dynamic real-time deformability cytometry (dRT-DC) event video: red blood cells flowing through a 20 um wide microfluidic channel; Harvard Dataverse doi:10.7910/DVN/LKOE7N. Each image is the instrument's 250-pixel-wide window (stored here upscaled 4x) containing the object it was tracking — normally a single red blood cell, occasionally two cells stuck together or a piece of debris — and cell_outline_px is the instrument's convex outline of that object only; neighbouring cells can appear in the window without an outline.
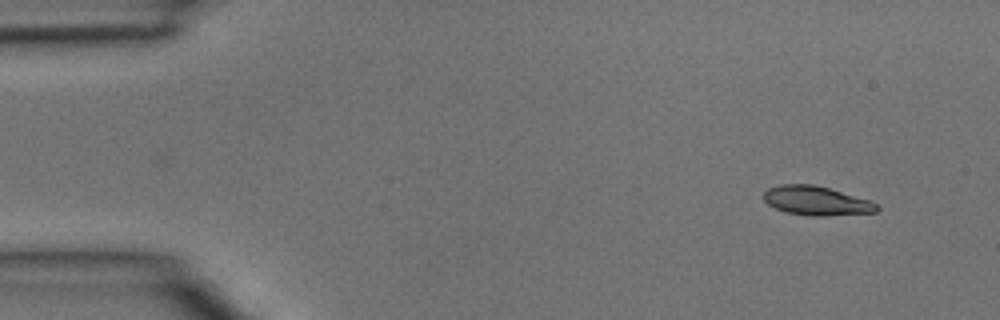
{"species": "common noctule bat (a hibernating species)", "species_latin": "Nyctalus noctula", "temperature_condition": "room temperature", "stored_images_in_passage": 2, "camera_frame_rate_fps": 3000, "um_per_image_px": 0.085, "animal": {"sex": "male", "body_mass_g": 15.6}, "frame": {"image": 1, "passage_image": 2, "time_ms": 0.333, "image_size_px": [1000, 320], "cell_outline_px": [[880, 208], [876, 212], [824, 216], [808, 216], [788, 212], [776, 208], [768, 204], [764, 200], [764, 192], [768, 188], [780, 184], [812, 184], [828, 188], [868, 200], [876, 204]], "centroid_in_image_um": [69.36, 17.06], "position_along_channel_um": 15.6, "area_um2": 18.96}}